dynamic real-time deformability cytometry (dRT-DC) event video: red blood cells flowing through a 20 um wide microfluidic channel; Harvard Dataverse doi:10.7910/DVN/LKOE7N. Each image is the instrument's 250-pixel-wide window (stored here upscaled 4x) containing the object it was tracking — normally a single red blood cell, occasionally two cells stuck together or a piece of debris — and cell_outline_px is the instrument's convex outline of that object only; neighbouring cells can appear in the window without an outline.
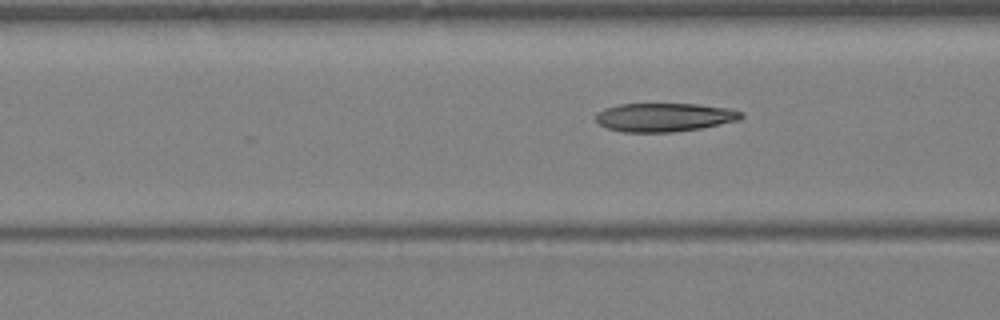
{"species": "Egyptian fruit bat (a non-hibernating species)", "species_latin": "Rousettus aegyptiacus", "temperature_condition": "warm", "stored_images_in_passage": 5, "camera_frame_rate_fps": 3000, "um_per_image_px": 0.085, "animal": {"sex": "female"}, "frame": {"image": 1, "passage_image": 5, "time_ms": 1.333, "image_size_px": [1000, 320], "cell_outline_px": [[744, 116], [740, 120], [700, 128], [672, 132], [624, 132], [608, 128], [600, 124], [596, 120], [596, 112], [604, 108], [616, 104], [696, 104], [728, 108], [744, 112]], "centroid_in_image_um": [56.47, 9.96], "position_along_channel_um": 110.1, "area_um2": 24.28}}